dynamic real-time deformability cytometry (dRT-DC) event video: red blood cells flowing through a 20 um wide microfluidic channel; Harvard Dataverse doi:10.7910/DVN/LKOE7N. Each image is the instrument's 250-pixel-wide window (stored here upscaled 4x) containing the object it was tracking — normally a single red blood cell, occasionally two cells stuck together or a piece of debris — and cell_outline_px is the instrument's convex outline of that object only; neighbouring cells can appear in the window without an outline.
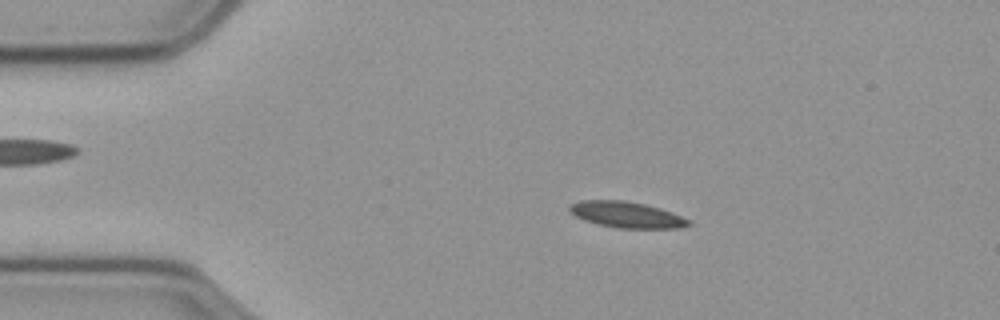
{"species": "common noctule bat (a hibernating species)", "species_latin": "Nyctalus noctula", "temperature_condition": "cold", "stored_images_in_passage": 56, "camera_frame_rate_fps": 3000, "um_per_image_px": 0.085, "animal": {"sex": "male", "body_mass_g": 23.1, "forearm_length_mm": 52.7}, "frame": {"image": 1, "passage_image": 10, "time_ms": 3.0, "image_size_px": [1000, 320], "cell_outline_px": [[692, 224], [680, 228], [616, 228], [596, 224], [584, 220], [576, 216], [568, 208], [572, 204], [580, 200], [624, 200], [644, 204], [660, 208], [672, 212], [688, 220]], "centroid_in_image_um": [53.25, 18.25], "position_along_channel_um": 31.7, "area_um2": 17.98}}
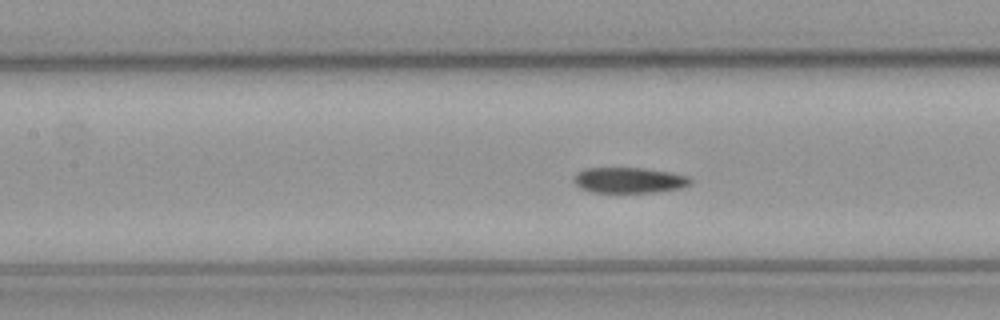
{"frame": {"image": 2, "passage_image": 24, "time_ms": 7.667, "image_size_px": [1000, 320], "cell_outline_px": [[692, 184], [684, 188], [656, 192], [592, 192], [580, 188], [572, 180], [572, 176], [576, 172], [584, 168], [644, 168], [668, 172], [688, 176], [692, 180]], "centroid_in_image_um": [53.46, 15.32], "position_along_channel_um": 153.9, "area_um2": 17.63}}
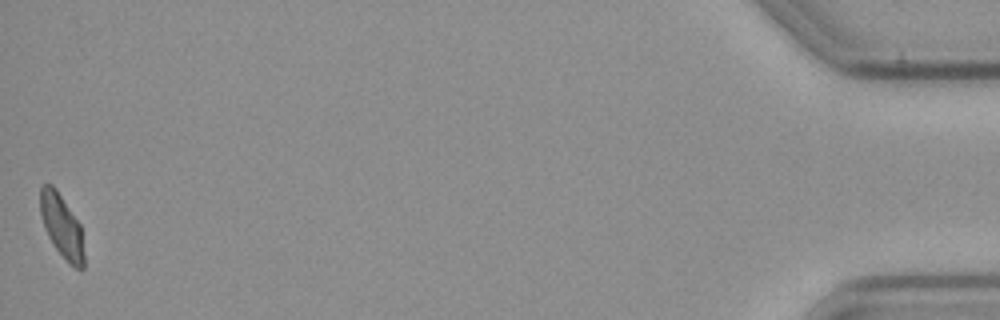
{"frame": {"image": 3, "passage_image": 56, "time_ms": 18.333, "image_size_px": [1000, 320], "cell_outline_px": [[84, 268], [80, 272], [56, 248], [48, 236], [40, 212], [40, 188], [44, 184], [52, 184], [56, 188], [80, 224], [84, 252]], "centroid_in_image_um": [5.26, 19.2], "position_along_channel_um": 429.9, "area_um2": 15.84}, "authors_computed_cell_mechanics": {"area_um2": 17.6579, "velocity_mm_per_s": 3.5741, "shape_relaxation_time_tau1_ms": 10.4923, "shape_relaxation_time_tau2_ms": 4.3262, "deformation_change_tau1": 0.1834, "deformation_change_tau2": 0.0621}}